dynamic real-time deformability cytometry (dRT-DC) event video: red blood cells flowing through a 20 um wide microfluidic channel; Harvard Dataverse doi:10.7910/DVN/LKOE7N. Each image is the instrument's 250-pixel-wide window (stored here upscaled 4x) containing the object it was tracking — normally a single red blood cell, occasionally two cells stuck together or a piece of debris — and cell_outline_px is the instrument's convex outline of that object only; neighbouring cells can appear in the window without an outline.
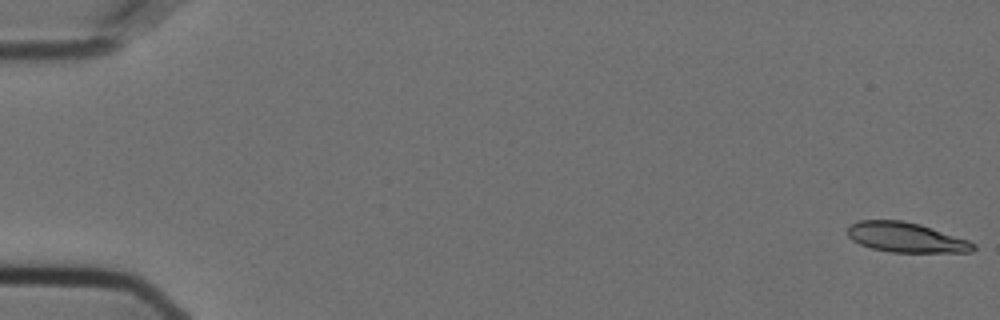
{"species": "Egyptian fruit bat (a non-hibernating species)", "species_latin": "Rousettus aegyptiacus", "temperature_condition": "cold", "stored_images_in_passage": 15, "camera_frame_rate_fps": 3000, "um_per_image_px": 0.085, "animal": {"sex": "female"}, "frame": {"image": 1, "passage_image": 1, "time_ms": 0.0, "image_size_px": [1000, 320], "cell_outline_px": [[976, 248], [972, 252], [892, 252], [872, 248], [860, 244], [852, 240], [848, 236], [848, 228], [852, 224], [860, 220], [900, 220], [920, 224], [968, 240], [976, 244]], "centroid_in_image_um": [77.02, 20.18], "position_along_channel_um": 8.0, "area_um2": 21.73}}
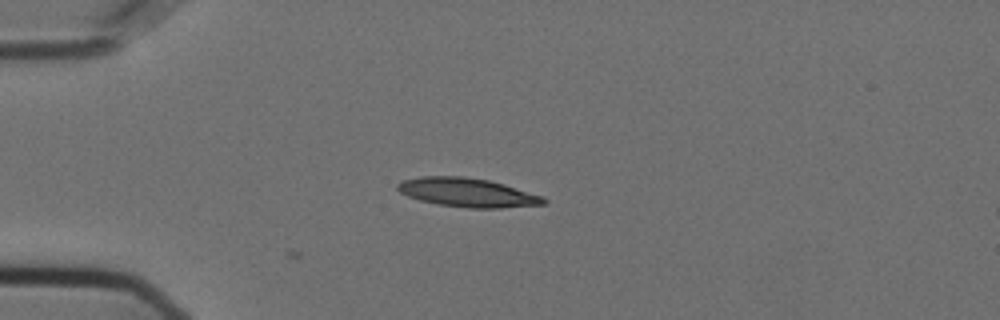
{"frame": {"image": 2, "passage_image": 15, "time_ms": 4.667, "image_size_px": [1000, 320], "cell_outline_px": [[548, 204], [500, 208], [468, 208], [440, 204], [420, 200], [408, 196], [400, 192], [396, 188], [396, 184], [404, 180], [420, 176], [464, 176], [488, 180], [504, 184], [544, 196], [548, 200]], "centroid_in_image_um": [39.77, 16.36], "position_along_channel_um": 45.2, "area_um2": 24.68}}